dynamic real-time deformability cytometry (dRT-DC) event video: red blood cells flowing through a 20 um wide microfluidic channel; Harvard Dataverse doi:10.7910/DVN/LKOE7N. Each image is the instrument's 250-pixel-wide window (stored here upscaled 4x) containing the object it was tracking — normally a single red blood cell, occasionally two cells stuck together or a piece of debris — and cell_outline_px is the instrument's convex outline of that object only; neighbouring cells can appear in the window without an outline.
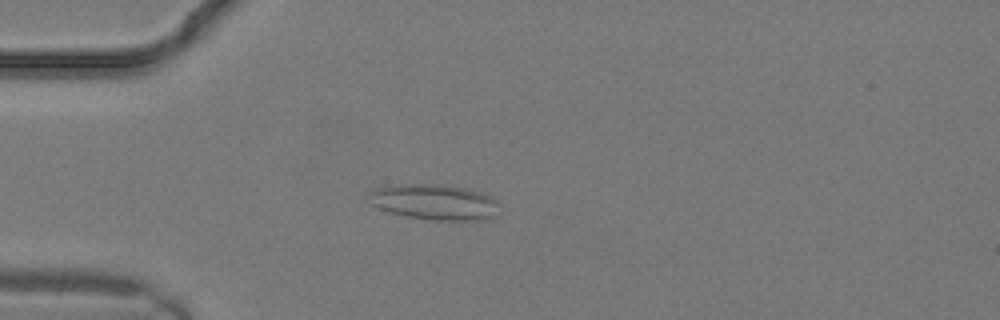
{"species": "common noctule bat (a hibernating species)", "species_latin": "Nyctalus noctula", "temperature_condition": "warm", "stored_images_in_passage": 11, "camera_frame_rate_fps": 3000, "um_per_image_px": 0.085, "animal": {"sex": "male", "body_mass_g": 19.2, "forearm_length_mm": 51.8}, "frame": {"image": 1, "passage_image": 2, "time_ms": 0.333, "image_size_px": [1000, 320], "cell_outline_px": [[500, 204], [496, 216], [488, 220], [432, 220], [404, 216], [388, 212], [372, 204], [372, 192], [376, 188], [396, 184], [444, 184], [468, 188], [492, 196]], "centroid_in_image_um": [37.03, 17.18], "position_along_channel_um": 48.0, "area_um2": 27.28}}
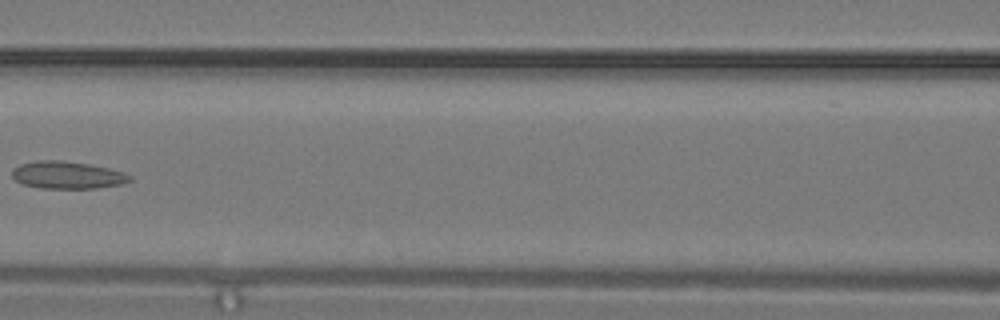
{"frame": {"image": 2, "passage_image": 7, "time_ms": 2.0, "image_size_px": [1000, 320], "cell_outline_px": [[132, 180], [120, 184], [96, 188], [40, 188], [24, 184], [16, 180], [12, 176], [12, 172], [20, 164], [36, 160], [60, 160], [88, 164], [108, 168], [124, 172], [132, 176]], "centroid_in_image_um": [5.74, 14.87], "position_along_channel_um": 160.9, "area_um2": 18.61}}
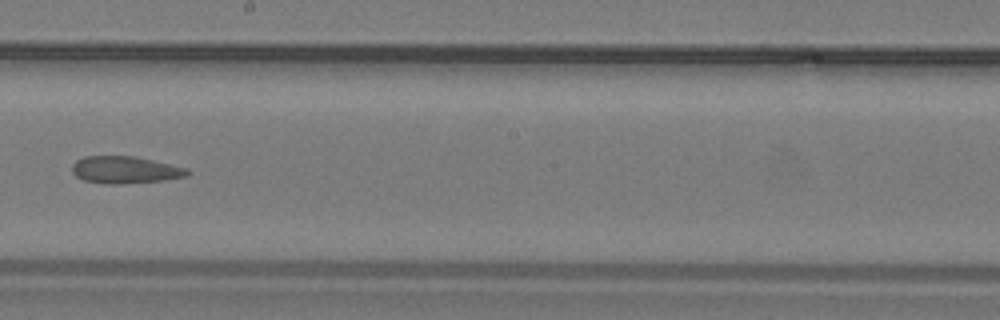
{"frame": {"image": 3, "passage_image": 10, "time_ms": 3.0, "image_size_px": [1000, 320], "cell_outline_px": [[188, 176], [164, 180], [120, 184], [108, 184], [84, 180], [76, 176], [72, 172], [72, 164], [76, 160], [84, 156], [132, 156], [152, 160], [188, 168]], "centroid_in_image_um": [10.62, 14.44], "position_along_channel_um": 237.6, "area_um2": 18.15}}